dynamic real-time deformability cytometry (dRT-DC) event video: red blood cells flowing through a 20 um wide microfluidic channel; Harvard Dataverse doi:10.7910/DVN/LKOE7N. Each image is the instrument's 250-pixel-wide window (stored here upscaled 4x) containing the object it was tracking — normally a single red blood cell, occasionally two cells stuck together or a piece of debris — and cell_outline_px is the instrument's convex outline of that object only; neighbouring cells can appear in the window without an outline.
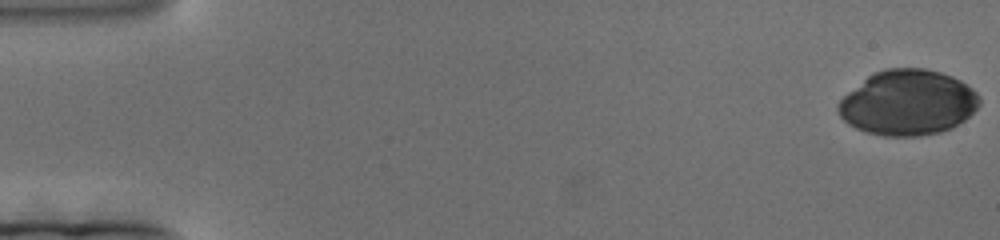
{"species": "human", "species_latin": "Homo sapiens", "temperature_condition": "cold", "stored_images_in_passage": 185, "camera_frame_rate_fps": 3000, "um_per_image_px": 0.085, "donor": {"sex": "female"}, "frame": {"image": 1, "passage_image": 1, "time_ms": 0.0, "image_size_px": [1000, 240], "cell_outline_px": [[980, 104], [964, 120], [952, 128], [940, 132], [920, 136], [884, 136], [868, 132], [856, 128], [848, 124], [840, 116], [836, 108], [840, 100], [848, 92], [872, 72], [884, 68], [924, 68], [940, 72], [952, 76], [960, 80], [972, 88], [980, 96]], "centroid_in_image_um": [77.16, 8.72], "position_along_channel_um": 7.8, "area_um2": 53.81}}
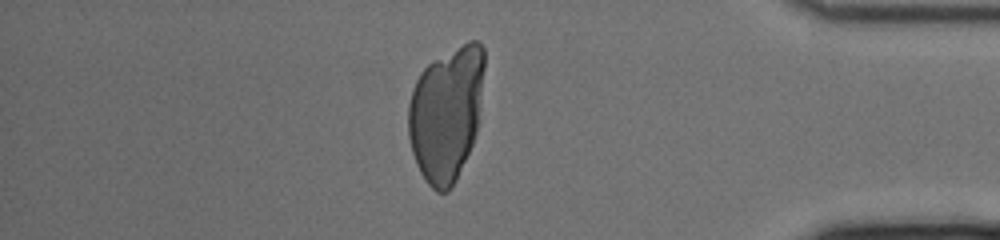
{"frame": {"image": 2, "passage_image": 159, "time_ms": 52.667, "image_size_px": [1000, 240], "cell_outline_px": [[484, 68], [476, 132], [472, 144], [456, 180], [448, 192], [436, 192], [428, 184], [420, 172], [416, 164], [412, 152], [408, 136], [408, 104], [412, 88], [420, 72], [428, 64], [468, 40], [476, 40], [484, 48]], "centroid_in_image_um": [37.91, 9.65], "position_along_channel_um": 397.3, "area_um2": 59.42}}
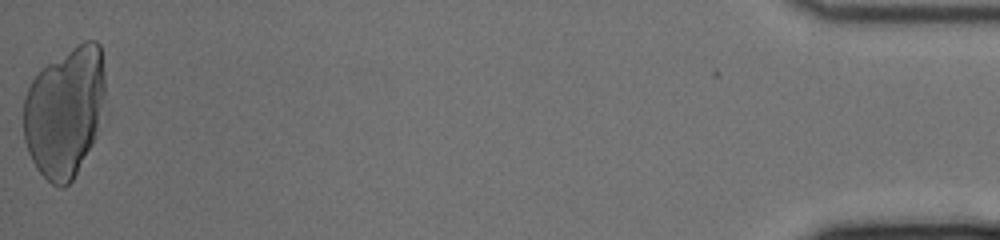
{"frame": {"image": 3, "passage_image": 185, "time_ms": 61.333, "image_size_px": [1000, 240], "cell_outline_px": [[108, 112], [92, 144], [72, 180], [64, 188], [60, 188], [52, 184], [36, 168], [28, 152], [24, 140], [24, 96], [32, 80], [48, 64], [76, 44], [84, 40], [96, 40], [100, 44], [104, 68]], "centroid_in_image_um": [5.58, 9.49], "position_along_channel_um": 429.6, "area_um2": 63.18}}